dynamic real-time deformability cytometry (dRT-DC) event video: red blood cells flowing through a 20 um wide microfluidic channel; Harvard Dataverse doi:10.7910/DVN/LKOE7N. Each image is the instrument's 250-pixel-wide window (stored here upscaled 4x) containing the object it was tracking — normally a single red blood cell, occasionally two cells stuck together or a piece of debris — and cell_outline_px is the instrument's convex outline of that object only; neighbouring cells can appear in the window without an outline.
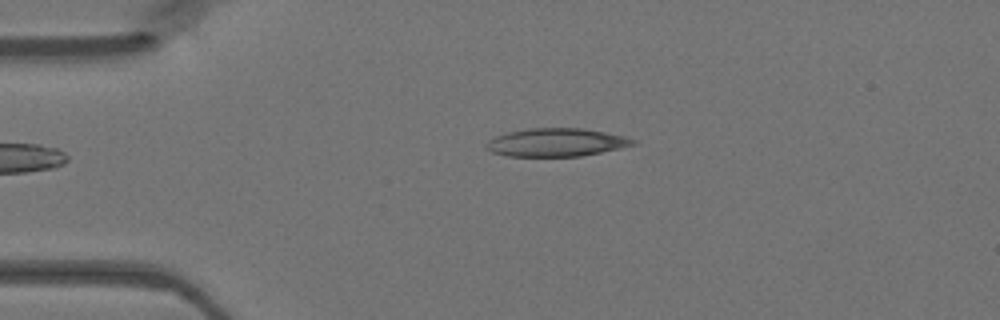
{"species": "Egyptian fruit bat (a non-hibernating species)", "species_latin": "Rousettus aegyptiacus", "temperature_condition": "warm", "stored_images_in_passage": 33, "camera_frame_rate_fps": 3000, "um_per_image_px": 0.085, "animal": {"sex": "female"}, "frame": {"image": 1, "passage_image": 1, "time_ms": 0.0, "image_size_px": [1000, 320], "cell_outline_px": [[636, 144], [620, 148], [580, 156], [508, 156], [492, 152], [484, 148], [484, 144], [492, 136], [508, 132], [528, 128], [584, 128], [624, 136], [636, 140]], "centroid_in_image_um": [47.22, 12.1], "position_along_channel_um": 37.8, "area_um2": 24.16}}
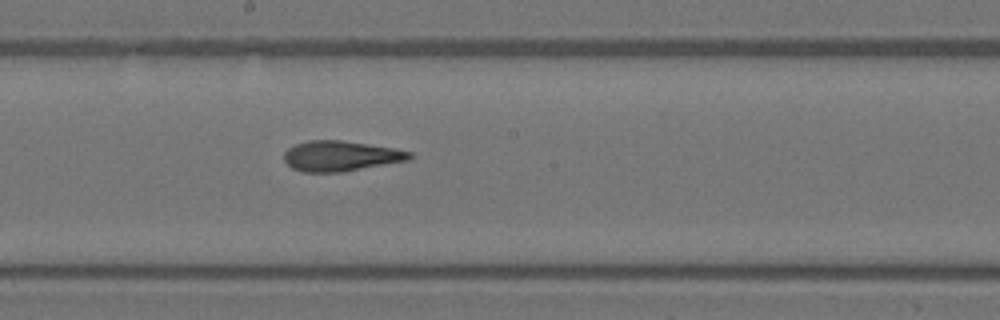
{"frame": {"image": 2, "passage_image": 16, "time_ms": 5.0, "image_size_px": [1000, 320], "cell_outline_px": [[416, 156], [408, 160], [340, 172], [300, 172], [292, 168], [284, 160], [284, 152], [288, 148], [296, 144], [308, 140], [340, 140], [396, 148], [412, 152]], "centroid_in_image_um": [28.97, 13.25], "position_along_channel_um": 219.2, "area_um2": 22.2}}
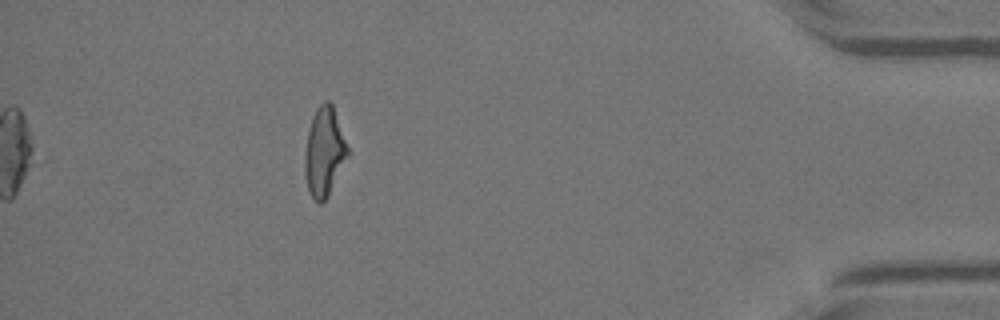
{"frame": {"image": 3, "passage_image": 33, "time_ms": 10.667, "image_size_px": [1000, 320], "cell_outline_px": [[348, 156], [328, 196], [320, 204], [312, 196], [308, 188], [304, 172], [304, 156], [308, 132], [312, 116], [316, 108], [324, 100], [328, 100], [332, 104], [348, 148]], "centroid_in_image_um": [27.55, 12.89], "position_along_channel_um": 407.7, "area_um2": 21.91}}